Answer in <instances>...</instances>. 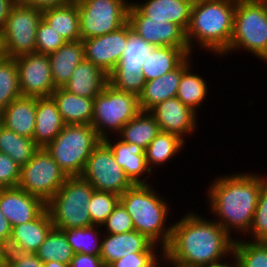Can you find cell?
Wrapping results in <instances>:
<instances>
[{"label": "cell", "instance_id": "9", "mask_svg": "<svg viewBox=\"0 0 267 267\" xmlns=\"http://www.w3.org/2000/svg\"><path fill=\"white\" fill-rule=\"evenodd\" d=\"M81 40L105 35L128 22V0H76Z\"/></svg>", "mask_w": 267, "mask_h": 267}, {"label": "cell", "instance_id": "47", "mask_svg": "<svg viewBox=\"0 0 267 267\" xmlns=\"http://www.w3.org/2000/svg\"><path fill=\"white\" fill-rule=\"evenodd\" d=\"M20 1L29 6H32L34 8L43 11L49 8L70 4L75 2L76 0H20Z\"/></svg>", "mask_w": 267, "mask_h": 267}, {"label": "cell", "instance_id": "23", "mask_svg": "<svg viewBox=\"0 0 267 267\" xmlns=\"http://www.w3.org/2000/svg\"><path fill=\"white\" fill-rule=\"evenodd\" d=\"M131 4L150 20L176 23L184 31L189 26L193 5L189 0H145L144 3L132 0Z\"/></svg>", "mask_w": 267, "mask_h": 267}, {"label": "cell", "instance_id": "21", "mask_svg": "<svg viewBox=\"0 0 267 267\" xmlns=\"http://www.w3.org/2000/svg\"><path fill=\"white\" fill-rule=\"evenodd\" d=\"M54 227L47 209L36 219L12 227L9 251L36 253Z\"/></svg>", "mask_w": 267, "mask_h": 267}, {"label": "cell", "instance_id": "53", "mask_svg": "<svg viewBox=\"0 0 267 267\" xmlns=\"http://www.w3.org/2000/svg\"><path fill=\"white\" fill-rule=\"evenodd\" d=\"M231 258H233L232 262H230V260H229V261L222 262L220 264L211 265L209 267H239L236 259L233 256ZM228 262H230V263H228Z\"/></svg>", "mask_w": 267, "mask_h": 267}, {"label": "cell", "instance_id": "22", "mask_svg": "<svg viewBox=\"0 0 267 267\" xmlns=\"http://www.w3.org/2000/svg\"><path fill=\"white\" fill-rule=\"evenodd\" d=\"M153 244L137 231L119 234L103 233L100 257L105 267L131 253L145 252Z\"/></svg>", "mask_w": 267, "mask_h": 267}, {"label": "cell", "instance_id": "50", "mask_svg": "<svg viewBox=\"0 0 267 267\" xmlns=\"http://www.w3.org/2000/svg\"><path fill=\"white\" fill-rule=\"evenodd\" d=\"M160 262L162 263L161 267H164V265L166 264L169 265H166L167 267H192L191 265H186L175 261L174 259L170 258L164 251H162L161 253Z\"/></svg>", "mask_w": 267, "mask_h": 267}, {"label": "cell", "instance_id": "14", "mask_svg": "<svg viewBox=\"0 0 267 267\" xmlns=\"http://www.w3.org/2000/svg\"><path fill=\"white\" fill-rule=\"evenodd\" d=\"M20 93L23 97H50L56 89L47 54L31 53L15 58Z\"/></svg>", "mask_w": 267, "mask_h": 267}, {"label": "cell", "instance_id": "13", "mask_svg": "<svg viewBox=\"0 0 267 267\" xmlns=\"http://www.w3.org/2000/svg\"><path fill=\"white\" fill-rule=\"evenodd\" d=\"M152 47L131 31L122 58L108 75L109 84L117 90L139 96L146 83L142 73V64Z\"/></svg>", "mask_w": 267, "mask_h": 267}, {"label": "cell", "instance_id": "55", "mask_svg": "<svg viewBox=\"0 0 267 267\" xmlns=\"http://www.w3.org/2000/svg\"><path fill=\"white\" fill-rule=\"evenodd\" d=\"M4 107L0 105V125H2Z\"/></svg>", "mask_w": 267, "mask_h": 267}, {"label": "cell", "instance_id": "38", "mask_svg": "<svg viewBox=\"0 0 267 267\" xmlns=\"http://www.w3.org/2000/svg\"><path fill=\"white\" fill-rule=\"evenodd\" d=\"M21 97L17 63L15 58L0 59V105L8 106Z\"/></svg>", "mask_w": 267, "mask_h": 267}, {"label": "cell", "instance_id": "8", "mask_svg": "<svg viewBox=\"0 0 267 267\" xmlns=\"http://www.w3.org/2000/svg\"><path fill=\"white\" fill-rule=\"evenodd\" d=\"M141 112L138 96L115 89L109 83L94 98L91 126L104 140L115 136L122 127ZM110 132V134H109Z\"/></svg>", "mask_w": 267, "mask_h": 267}, {"label": "cell", "instance_id": "1", "mask_svg": "<svg viewBox=\"0 0 267 267\" xmlns=\"http://www.w3.org/2000/svg\"><path fill=\"white\" fill-rule=\"evenodd\" d=\"M233 244L234 239L214 219L188 211L172 224L171 239L163 251L182 264L209 267L231 258Z\"/></svg>", "mask_w": 267, "mask_h": 267}, {"label": "cell", "instance_id": "15", "mask_svg": "<svg viewBox=\"0 0 267 267\" xmlns=\"http://www.w3.org/2000/svg\"><path fill=\"white\" fill-rule=\"evenodd\" d=\"M128 23L132 31L153 47L172 46L191 55L185 31L176 23L150 20L143 16L131 3L128 8Z\"/></svg>", "mask_w": 267, "mask_h": 267}, {"label": "cell", "instance_id": "46", "mask_svg": "<svg viewBox=\"0 0 267 267\" xmlns=\"http://www.w3.org/2000/svg\"><path fill=\"white\" fill-rule=\"evenodd\" d=\"M70 267H105L100 256L75 253Z\"/></svg>", "mask_w": 267, "mask_h": 267}, {"label": "cell", "instance_id": "16", "mask_svg": "<svg viewBox=\"0 0 267 267\" xmlns=\"http://www.w3.org/2000/svg\"><path fill=\"white\" fill-rule=\"evenodd\" d=\"M131 31L127 22L114 32L82 40L84 59L109 75L122 58Z\"/></svg>", "mask_w": 267, "mask_h": 267}, {"label": "cell", "instance_id": "45", "mask_svg": "<svg viewBox=\"0 0 267 267\" xmlns=\"http://www.w3.org/2000/svg\"><path fill=\"white\" fill-rule=\"evenodd\" d=\"M7 267H44V263L35 253L9 251Z\"/></svg>", "mask_w": 267, "mask_h": 267}, {"label": "cell", "instance_id": "5", "mask_svg": "<svg viewBox=\"0 0 267 267\" xmlns=\"http://www.w3.org/2000/svg\"><path fill=\"white\" fill-rule=\"evenodd\" d=\"M238 50L267 64V0H236L231 42L221 57Z\"/></svg>", "mask_w": 267, "mask_h": 267}, {"label": "cell", "instance_id": "25", "mask_svg": "<svg viewBox=\"0 0 267 267\" xmlns=\"http://www.w3.org/2000/svg\"><path fill=\"white\" fill-rule=\"evenodd\" d=\"M108 83V74L84 59L75 68L63 89L81 97L95 98Z\"/></svg>", "mask_w": 267, "mask_h": 267}, {"label": "cell", "instance_id": "40", "mask_svg": "<svg viewBox=\"0 0 267 267\" xmlns=\"http://www.w3.org/2000/svg\"><path fill=\"white\" fill-rule=\"evenodd\" d=\"M248 240L267 242V176L262 182ZM251 237V238H250Z\"/></svg>", "mask_w": 267, "mask_h": 267}, {"label": "cell", "instance_id": "32", "mask_svg": "<svg viewBox=\"0 0 267 267\" xmlns=\"http://www.w3.org/2000/svg\"><path fill=\"white\" fill-rule=\"evenodd\" d=\"M185 141L179 136L160 131L145 150L146 164L153 173L154 168L169 163L185 147ZM154 166V168H153ZM156 166V167H155Z\"/></svg>", "mask_w": 267, "mask_h": 267}, {"label": "cell", "instance_id": "2", "mask_svg": "<svg viewBox=\"0 0 267 267\" xmlns=\"http://www.w3.org/2000/svg\"><path fill=\"white\" fill-rule=\"evenodd\" d=\"M263 175L257 172L217 176L211 181L207 194L208 209L210 214L226 232L235 240L233 233L236 235H247L251 229ZM236 230V231H235Z\"/></svg>", "mask_w": 267, "mask_h": 267}, {"label": "cell", "instance_id": "24", "mask_svg": "<svg viewBox=\"0 0 267 267\" xmlns=\"http://www.w3.org/2000/svg\"><path fill=\"white\" fill-rule=\"evenodd\" d=\"M64 123L53 98H36V121L33 141L39 148H45L62 131Z\"/></svg>", "mask_w": 267, "mask_h": 267}, {"label": "cell", "instance_id": "12", "mask_svg": "<svg viewBox=\"0 0 267 267\" xmlns=\"http://www.w3.org/2000/svg\"><path fill=\"white\" fill-rule=\"evenodd\" d=\"M80 176L87 180L94 190L118 195L133 185L122 167L116 163L113 151L104 140L94 148Z\"/></svg>", "mask_w": 267, "mask_h": 267}, {"label": "cell", "instance_id": "6", "mask_svg": "<svg viewBox=\"0 0 267 267\" xmlns=\"http://www.w3.org/2000/svg\"><path fill=\"white\" fill-rule=\"evenodd\" d=\"M93 191L94 188L81 176L67 177L46 203L54 227L66 230L92 226L89 203Z\"/></svg>", "mask_w": 267, "mask_h": 267}, {"label": "cell", "instance_id": "28", "mask_svg": "<svg viewBox=\"0 0 267 267\" xmlns=\"http://www.w3.org/2000/svg\"><path fill=\"white\" fill-rule=\"evenodd\" d=\"M35 121V97L21 96L4 107L2 125L18 135L33 138Z\"/></svg>", "mask_w": 267, "mask_h": 267}, {"label": "cell", "instance_id": "35", "mask_svg": "<svg viewBox=\"0 0 267 267\" xmlns=\"http://www.w3.org/2000/svg\"><path fill=\"white\" fill-rule=\"evenodd\" d=\"M101 229V226L92 225L89 227L69 228L63 231L74 253L100 256L103 235Z\"/></svg>", "mask_w": 267, "mask_h": 267}, {"label": "cell", "instance_id": "31", "mask_svg": "<svg viewBox=\"0 0 267 267\" xmlns=\"http://www.w3.org/2000/svg\"><path fill=\"white\" fill-rule=\"evenodd\" d=\"M160 133L155 117L149 111H141L136 117L128 121L117 134V138L126 143H133L144 150Z\"/></svg>", "mask_w": 267, "mask_h": 267}, {"label": "cell", "instance_id": "52", "mask_svg": "<svg viewBox=\"0 0 267 267\" xmlns=\"http://www.w3.org/2000/svg\"><path fill=\"white\" fill-rule=\"evenodd\" d=\"M7 53L5 49L4 33L3 29H0V59L6 58Z\"/></svg>", "mask_w": 267, "mask_h": 267}, {"label": "cell", "instance_id": "41", "mask_svg": "<svg viewBox=\"0 0 267 267\" xmlns=\"http://www.w3.org/2000/svg\"><path fill=\"white\" fill-rule=\"evenodd\" d=\"M67 41L47 22L40 20L36 32V53L50 54L63 46Z\"/></svg>", "mask_w": 267, "mask_h": 267}, {"label": "cell", "instance_id": "33", "mask_svg": "<svg viewBox=\"0 0 267 267\" xmlns=\"http://www.w3.org/2000/svg\"><path fill=\"white\" fill-rule=\"evenodd\" d=\"M192 65L182 74L176 97L197 115L207 98L208 85L206 80L199 74H194Z\"/></svg>", "mask_w": 267, "mask_h": 267}, {"label": "cell", "instance_id": "27", "mask_svg": "<svg viewBox=\"0 0 267 267\" xmlns=\"http://www.w3.org/2000/svg\"><path fill=\"white\" fill-rule=\"evenodd\" d=\"M51 97L56 102L58 111L66 125H91L94 98L81 97L69 93L63 88H56Z\"/></svg>", "mask_w": 267, "mask_h": 267}, {"label": "cell", "instance_id": "36", "mask_svg": "<svg viewBox=\"0 0 267 267\" xmlns=\"http://www.w3.org/2000/svg\"><path fill=\"white\" fill-rule=\"evenodd\" d=\"M35 254L43 263L57 261L70 264L75 253L67 242L64 231L53 227Z\"/></svg>", "mask_w": 267, "mask_h": 267}, {"label": "cell", "instance_id": "37", "mask_svg": "<svg viewBox=\"0 0 267 267\" xmlns=\"http://www.w3.org/2000/svg\"><path fill=\"white\" fill-rule=\"evenodd\" d=\"M233 257L239 267H267V242L236 238Z\"/></svg>", "mask_w": 267, "mask_h": 267}, {"label": "cell", "instance_id": "29", "mask_svg": "<svg viewBox=\"0 0 267 267\" xmlns=\"http://www.w3.org/2000/svg\"><path fill=\"white\" fill-rule=\"evenodd\" d=\"M189 55L181 48L172 46L152 47L142 64L146 81L156 79L176 69Z\"/></svg>", "mask_w": 267, "mask_h": 267}, {"label": "cell", "instance_id": "11", "mask_svg": "<svg viewBox=\"0 0 267 267\" xmlns=\"http://www.w3.org/2000/svg\"><path fill=\"white\" fill-rule=\"evenodd\" d=\"M42 11L18 0L3 28L7 57L16 58L36 52V32Z\"/></svg>", "mask_w": 267, "mask_h": 267}, {"label": "cell", "instance_id": "51", "mask_svg": "<svg viewBox=\"0 0 267 267\" xmlns=\"http://www.w3.org/2000/svg\"><path fill=\"white\" fill-rule=\"evenodd\" d=\"M8 246L0 242V267H7Z\"/></svg>", "mask_w": 267, "mask_h": 267}, {"label": "cell", "instance_id": "20", "mask_svg": "<svg viewBox=\"0 0 267 267\" xmlns=\"http://www.w3.org/2000/svg\"><path fill=\"white\" fill-rule=\"evenodd\" d=\"M110 137L105 138L104 141L113 151L116 163L122 167L130 181L133 184H150L148 179L152 172L146 164L145 150L136 144Z\"/></svg>", "mask_w": 267, "mask_h": 267}, {"label": "cell", "instance_id": "30", "mask_svg": "<svg viewBox=\"0 0 267 267\" xmlns=\"http://www.w3.org/2000/svg\"><path fill=\"white\" fill-rule=\"evenodd\" d=\"M42 19L66 41L81 40L79 10L76 2L43 10Z\"/></svg>", "mask_w": 267, "mask_h": 267}, {"label": "cell", "instance_id": "44", "mask_svg": "<svg viewBox=\"0 0 267 267\" xmlns=\"http://www.w3.org/2000/svg\"><path fill=\"white\" fill-rule=\"evenodd\" d=\"M21 166L7 154L0 152V189L18 187Z\"/></svg>", "mask_w": 267, "mask_h": 267}, {"label": "cell", "instance_id": "43", "mask_svg": "<svg viewBox=\"0 0 267 267\" xmlns=\"http://www.w3.org/2000/svg\"><path fill=\"white\" fill-rule=\"evenodd\" d=\"M159 247L153 243L145 252L128 254L107 267H151L161 256L163 250Z\"/></svg>", "mask_w": 267, "mask_h": 267}, {"label": "cell", "instance_id": "3", "mask_svg": "<svg viewBox=\"0 0 267 267\" xmlns=\"http://www.w3.org/2000/svg\"><path fill=\"white\" fill-rule=\"evenodd\" d=\"M235 8L236 0L193 3L189 26L185 31L191 54L197 43L200 50L214 53L216 57L223 56L231 42Z\"/></svg>", "mask_w": 267, "mask_h": 267}, {"label": "cell", "instance_id": "7", "mask_svg": "<svg viewBox=\"0 0 267 267\" xmlns=\"http://www.w3.org/2000/svg\"><path fill=\"white\" fill-rule=\"evenodd\" d=\"M102 141L91 125H65L45 149L67 177L80 176L87 159Z\"/></svg>", "mask_w": 267, "mask_h": 267}, {"label": "cell", "instance_id": "17", "mask_svg": "<svg viewBox=\"0 0 267 267\" xmlns=\"http://www.w3.org/2000/svg\"><path fill=\"white\" fill-rule=\"evenodd\" d=\"M156 119L160 131L184 137L193 135L197 129V114L177 97L158 103L149 111ZM197 117V118H196Z\"/></svg>", "mask_w": 267, "mask_h": 267}, {"label": "cell", "instance_id": "54", "mask_svg": "<svg viewBox=\"0 0 267 267\" xmlns=\"http://www.w3.org/2000/svg\"><path fill=\"white\" fill-rule=\"evenodd\" d=\"M44 267H70V264H64L57 261H49L44 263Z\"/></svg>", "mask_w": 267, "mask_h": 267}, {"label": "cell", "instance_id": "19", "mask_svg": "<svg viewBox=\"0 0 267 267\" xmlns=\"http://www.w3.org/2000/svg\"><path fill=\"white\" fill-rule=\"evenodd\" d=\"M191 58L192 54L171 72L146 81L141 94L138 96L141 111H150L158 103L176 97L182 74L193 65V61H191L193 58Z\"/></svg>", "mask_w": 267, "mask_h": 267}, {"label": "cell", "instance_id": "56", "mask_svg": "<svg viewBox=\"0 0 267 267\" xmlns=\"http://www.w3.org/2000/svg\"><path fill=\"white\" fill-rule=\"evenodd\" d=\"M160 258L151 267H161Z\"/></svg>", "mask_w": 267, "mask_h": 267}, {"label": "cell", "instance_id": "18", "mask_svg": "<svg viewBox=\"0 0 267 267\" xmlns=\"http://www.w3.org/2000/svg\"><path fill=\"white\" fill-rule=\"evenodd\" d=\"M46 204L19 187L0 189V210L11 227L36 219Z\"/></svg>", "mask_w": 267, "mask_h": 267}, {"label": "cell", "instance_id": "26", "mask_svg": "<svg viewBox=\"0 0 267 267\" xmlns=\"http://www.w3.org/2000/svg\"><path fill=\"white\" fill-rule=\"evenodd\" d=\"M53 84L55 88H63L70 80L75 68L84 60L82 40L67 41L55 52L48 54Z\"/></svg>", "mask_w": 267, "mask_h": 267}, {"label": "cell", "instance_id": "49", "mask_svg": "<svg viewBox=\"0 0 267 267\" xmlns=\"http://www.w3.org/2000/svg\"><path fill=\"white\" fill-rule=\"evenodd\" d=\"M18 0H0V29L4 28L11 8Z\"/></svg>", "mask_w": 267, "mask_h": 267}, {"label": "cell", "instance_id": "42", "mask_svg": "<svg viewBox=\"0 0 267 267\" xmlns=\"http://www.w3.org/2000/svg\"><path fill=\"white\" fill-rule=\"evenodd\" d=\"M101 227L102 231L105 230L103 233L108 234H119L135 230L131 216L120 202Z\"/></svg>", "mask_w": 267, "mask_h": 267}, {"label": "cell", "instance_id": "39", "mask_svg": "<svg viewBox=\"0 0 267 267\" xmlns=\"http://www.w3.org/2000/svg\"><path fill=\"white\" fill-rule=\"evenodd\" d=\"M120 202V195L94 190L89 203L93 225L101 226Z\"/></svg>", "mask_w": 267, "mask_h": 267}, {"label": "cell", "instance_id": "57", "mask_svg": "<svg viewBox=\"0 0 267 267\" xmlns=\"http://www.w3.org/2000/svg\"><path fill=\"white\" fill-rule=\"evenodd\" d=\"M189 1H191L192 3H196V2L205 1V0H189Z\"/></svg>", "mask_w": 267, "mask_h": 267}, {"label": "cell", "instance_id": "48", "mask_svg": "<svg viewBox=\"0 0 267 267\" xmlns=\"http://www.w3.org/2000/svg\"><path fill=\"white\" fill-rule=\"evenodd\" d=\"M12 234V227L0 210V242L8 246Z\"/></svg>", "mask_w": 267, "mask_h": 267}, {"label": "cell", "instance_id": "4", "mask_svg": "<svg viewBox=\"0 0 267 267\" xmlns=\"http://www.w3.org/2000/svg\"><path fill=\"white\" fill-rule=\"evenodd\" d=\"M165 199L151 184H133L120 195V203L131 216L135 231L162 250L168 246L172 235V225L167 224L170 204Z\"/></svg>", "mask_w": 267, "mask_h": 267}, {"label": "cell", "instance_id": "34", "mask_svg": "<svg viewBox=\"0 0 267 267\" xmlns=\"http://www.w3.org/2000/svg\"><path fill=\"white\" fill-rule=\"evenodd\" d=\"M38 149L32 138L18 135L0 125V152L7 154L19 166L25 165Z\"/></svg>", "mask_w": 267, "mask_h": 267}, {"label": "cell", "instance_id": "10", "mask_svg": "<svg viewBox=\"0 0 267 267\" xmlns=\"http://www.w3.org/2000/svg\"><path fill=\"white\" fill-rule=\"evenodd\" d=\"M67 179L50 153L43 147L21 166L18 187L45 204L55 195Z\"/></svg>", "mask_w": 267, "mask_h": 267}]
</instances>
